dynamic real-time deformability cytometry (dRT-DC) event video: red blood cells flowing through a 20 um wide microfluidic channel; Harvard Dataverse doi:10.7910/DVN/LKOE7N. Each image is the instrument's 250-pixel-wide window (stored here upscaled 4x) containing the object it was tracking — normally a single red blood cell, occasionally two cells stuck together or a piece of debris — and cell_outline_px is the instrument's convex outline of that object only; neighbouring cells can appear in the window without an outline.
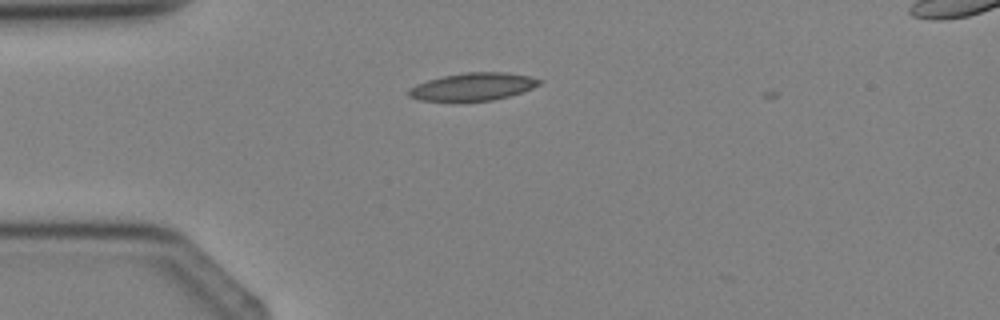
{"species": "Egyptian fruit bat (a non-hibernating species)", "species_latin": "Rousettus aegyptiacus", "temperature_condition": "cold", "stored_images_in_passage": 4, "camera_frame_rate_fps": 3000, "um_per_image_px": 0.085, "animal": {"sex": "female"}, "frame": {"image": 1, "passage_image": 4, "time_ms": 4.667, "image_size_px": [1000, 320], "cell_outline_px": [[544, 80], [540, 84], [532, 88], [508, 96], [492, 100], [460, 104], [420, 100], [408, 96], [408, 88], [416, 84], [428, 80], [444, 76], [464, 72], [504, 72], [528, 76]], "centroid_in_image_um": [40.13, 7.41], "position_along_channel_um": 44.9, "area_um2": 21.73}}